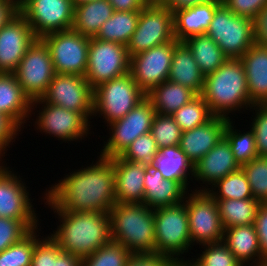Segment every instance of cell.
I'll return each mask as SVG.
<instances>
[{
    "label": "cell",
    "instance_id": "1",
    "mask_svg": "<svg viewBox=\"0 0 267 266\" xmlns=\"http://www.w3.org/2000/svg\"><path fill=\"white\" fill-rule=\"evenodd\" d=\"M97 157L46 188L42 202L51 210L109 213L116 204L114 166L110 159Z\"/></svg>",
    "mask_w": 267,
    "mask_h": 266
},
{
    "label": "cell",
    "instance_id": "2",
    "mask_svg": "<svg viewBox=\"0 0 267 266\" xmlns=\"http://www.w3.org/2000/svg\"><path fill=\"white\" fill-rule=\"evenodd\" d=\"M52 211L60 223L49 236L64 252L83 259L112 240L110 213Z\"/></svg>",
    "mask_w": 267,
    "mask_h": 266
},
{
    "label": "cell",
    "instance_id": "3",
    "mask_svg": "<svg viewBox=\"0 0 267 266\" xmlns=\"http://www.w3.org/2000/svg\"><path fill=\"white\" fill-rule=\"evenodd\" d=\"M201 96L214 116L232 119L235 112L249 110L252 104L241 59H227L216 71L204 76Z\"/></svg>",
    "mask_w": 267,
    "mask_h": 266
},
{
    "label": "cell",
    "instance_id": "4",
    "mask_svg": "<svg viewBox=\"0 0 267 266\" xmlns=\"http://www.w3.org/2000/svg\"><path fill=\"white\" fill-rule=\"evenodd\" d=\"M111 239L132 254L155 253L154 209L116 203L110 210Z\"/></svg>",
    "mask_w": 267,
    "mask_h": 266
},
{
    "label": "cell",
    "instance_id": "5",
    "mask_svg": "<svg viewBox=\"0 0 267 266\" xmlns=\"http://www.w3.org/2000/svg\"><path fill=\"white\" fill-rule=\"evenodd\" d=\"M154 227L155 253L178 263L193 249L185 201L154 209Z\"/></svg>",
    "mask_w": 267,
    "mask_h": 266
},
{
    "label": "cell",
    "instance_id": "6",
    "mask_svg": "<svg viewBox=\"0 0 267 266\" xmlns=\"http://www.w3.org/2000/svg\"><path fill=\"white\" fill-rule=\"evenodd\" d=\"M145 98L146 94L127 73L93 89V118L100 117L108 125L123 118Z\"/></svg>",
    "mask_w": 267,
    "mask_h": 266
},
{
    "label": "cell",
    "instance_id": "7",
    "mask_svg": "<svg viewBox=\"0 0 267 266\" xmlns=\"http://www.w3.org/2000/svg\"><path fill=\"white\" fill-rule=\"evenodd\" d=\"M33 114V117L37 115L36 121L31 122V125L32 123L33 126L36 125V132H41L42 135L46 134L55 139L58 138L57 140H61L62 143L67 142L70 144L73 141L77 142L79 140L82 142V139H86L88 135L91 136L93 132L90 131L93 125L80 113L67 110L58 105L44 103L41 99L32 101L31 116Z\"/></svg>",
    "mask_w": 267,
    "mask_h": 266
},
{
    "label": "cell",
    "instance_id": "8",
    "mask_svg": "<svg viewBox=\"0 0 267 266\" xmlns=\"http://www.w3.org/2000/svg\"><path fill=\"white\" fill-rule=\"evenodd\" d=\"M228 59H240L255 43L253 19L233 13L223 2L206 32Z\"/></svg>",
    "mask_w": 267,
    "mask_h": 266
},
{
    "label": "cell",
    "instance_id": "9",
    "mask_svg": "<svg viewBox=\"0 0 267 266\" xmlns=\"http://www.w3.org/2000/svg\"><path fill=\"white\" fill-rule=\"evenodd\" d=\"M155 115L146 97L123 118L106 125L110 136H106L109 138L105 139L99 156L108 159L120 156L136 138L150 132Z\"/></svg>",
    "mask_w": 267,
    "mask_h": 266
},
{
    "label": "cell",
    "instance_id": "10",
    "mask_svg": "<svg viewBox=\"0 0 267 266\" xmlns=\"http://www.w3.org/2000/svg\"><path fill=\"white\" fill-rule=\"evenodd\" d=\"M174 39L173 13L157 0L150 1L140 11L127 52L131 57Z\"/></svg>",
    "mask_w": 267,
    "mask_h": 266
},
{
    "label": "cell",
    "instance_id": "11",
    "mask_svg": "<svg viewBox=\"0 0 267 266\" xmlns=\"http://www.w3.org/2000/svg\"><path fill=\"white\" fill-rule=\"evenodd\" d=\"M13 74L31 102L44 96L56 73L49 48L41 38L29 47Z\"/></svg>",
    "mask_w": 267,
    "mask_h": 266
},
{
    "label": "cell",
    "instance_id": "12",
    "mask_svg": "<svg viewBox=\"0 0 267 266\" xmlns=\"http://www.w3.org/2000/svg\"><path fill=\"white\" fill-rule=\"evenodd\" d=\"M86 80L92 89L129 73L130 57L127 46L97 38H90Z\"/></svg>",
    "mask_w": 267,
    "mask_h": 266
},
{
    "label": "cell",
    "instance_id": "13",
    "mask_svg": "<svg viewBox=\"0 0 267 266\" xmlns=\"http://www.w3.org/2000/svg\"><path fill=\"white\" fill-rule=\"evenodd\" d=\"M184 201L192 246L223 241L224 228L216 200L208 192L190 191Z\"/></svg>",
    "mask_w": 267,
    "mask_h": 266
},
{
    "label": "cell",
    "instance_id": "14",
    "mask_svg": "<svg viewBox=\"0 0 267 266\" xmlns=\"http://www.w3.org/2000/svg\"><path fill=\"white\" fill-rule=\"evenodd\" d=\"M49 48L56 74L85 76L90 38L70 29L41 38Z\"/></svg>",
    "mask_w": 267,
    "mask_h": 266
},
{
    "label": "cell",
    "instance_id": "15",
    "mask_svg": "<svg viewBox=\"0 0 267 266\" xmlns=\"http://www.w3.org/2000/svg\"><path fill=\"white\" fill-rule=\"evenodd\" d=\"M41 100L76 111L90 124L93 122V89L85 76L55 74Z\"/></svg>",
    "mask_w": 267,
    "mask_h": 266
},
{
    "label": "cell",
    "instance_id": "16",
    "mask_svg": "<svg viewBox=\"0 0 267 266\" xmlns=\"http://www.w3.org/2000/svg\"><path fill=\"white\" fill-rule=\"evenodd\" d=\"M72 0H27L19 12L31 26L37 38L72 29L74 20Z\"/></svg>",
    "mask_w": 267,
    "mask_h": 266
},
{
    "label": "cell",
    "instance_id": "17",
    "mask_svg": "<svg viewBox=\"0 0 267 266\" xmlns=\"http://www.w3.org/2000/svg\"><path fill=\"white\" fill-rule=\"evenodd\" d=\"M178 42L174 39L130 57L129 73L145 94L168 80L172 55Z\"/></svg>",
    "mask_w": 267,
    "mask_h": 266
},
{
    "label": "cell",
    "instance_id": "18",
    "mask_svg": "<svg viewBox=\"0 0 267 266\" xmlns=\"http://www.w3.org/2000/svg\"><path fill=\"white\" fill-rule=\"evenodd\" d=\"M0 162V217L39 221L28 186L18 172Z\"/></svg>",
    "mask_w": 267,
    "mask_h": 266
},
{
    "label": "cell",
    "instance_id": "19",
    "mask_svg": "<svg viewBox=\"0 0 267 266\" xmlns=\"http://www.w3.org/2000/svg\"><path fill=\"white\" fill-rule=\"evenodd\" d=\"M36 39L20 12L3 26L0 29V73H13Z\"/></svg>",
    "mask_w": 267,
    "mask_h": 266
},
{
    "label": "cell",
    "instance_id": "20",
    "mask_svg": "<svg viewBox=\"0 0 267 266\" xmlns=\"http://www.w3.org/2000/svg\"><path fill=\"white\" fill-rule=\"evenodd\" d=\"M240 168L241 166L235 160L229 142L223 137L194 165L193 180L195 182L193 183L196 184L198 181L201 187L195 186L197 189L194 187L192 191L207 192L219 180Z\"/></svg>",
    "mask_w": 267,
    "mask_h": 266
},
{
    "label": "cell",
    "instance_id": "21",
    "mask_svg": "<svg viewBox=\"0 0 267 266\" xmlns=\"http://www.w3.org/2000/svg\"><path fill=\"white\" fill-rule=\"evenodd\" d=\"M115 171L116 203L142 204L144 202V174L148 164L134 163L121 156L110 158Z\"/></svg>",
    "mask_w": 267,
    "mask_h": 266
},
{
    "label": "cell",
    "instance_id": "22",
    "mask_svg": "<svg viewBox=\"0 0 267 266\" xmlns=\"http://www.w3.org/2000/svg\"><path fill=\"white\" fill-rule=\"evenodd\" d=\"M228 119L213 116L208 122L182 132L179 147L193 166L223 137Z\"/></svg>",
    "mask_w": 267,
    "mask_h": 266
},
{
    "label": "cell",
    "instance_id": "23",
    "mask_svg": "<svg viewBox=\"0 0 267 266\" xmlns=\"http://www.w3.org/2000/svg\"><path fill=\"white\" fill-rule=\"evenodd\" d=\"M144 204L151 209L178 204L192 191L178 181L164 180L162 173L152 165L144 174Z\"/></svg>",
    "mask_w": 267,
    "mask_h": 266
},
{
    "label": "cell",
    "instance_id": "24",
    "mask_svg": "<svg viewBox=\"0 0 267 266\" xmlns=\"http://www.w3.org/2000/svg\"><path fill=\"white\" fill-rule=\"evenodd\" d=\"M240 59L246 74L250 103L267 104V47L254 43Z\"/></svg>",
    "mask_w": 267,
    "mask_h": 266
},
{
    "label": "cell",
    "instance_id": "25",
    "mask_svg": "<svg viewBox=\"0 0 267 266\" xmlns=\"http://www.w3.org/2000/svg\"><path fill=\"white\" fill-rule=\"evenodd\" d=\"M31 104V100L24 94L15 75L0 73V112L9 116L21 129H24L28 126L27 122L30 123Z\"/></svg>",
    "mask_w": 267,
    "mask_h": 266
},
{
    "label": "cell",
    "instance_id": "26",
    "mask_svg": "<svg viewBox=\"0 0 267 266\" xmlns=\"http://www.w3.org/2000/svg\"><path fill=\"white\" fill-rule=\"evenodd\" d=\"M223 242L243 266H258L264 261L254 224L224 229Z\"/></svg>",
    "mask_w": 267,
    "mask_h": 266
},
{
    "label": "cell",
    "instance_id": "27",
    "mask_svg": "<svg viewBox=\"0 0 267 266\" xmlns=\"http://www.w3.org/2000/svg\"><path fill=\"white\" fill-rule=\"evenodd\" d=\"M221 3L209 2L176 11L173 14L175 39L184 41L188 37L206 33L215 10Z\"/></svg>",
    "mask_w": 267,
    "mask_h": 266
},
{
    "label": "cell",
    "instance_id": "28",
    "mask_svg": "<svg viewBox=\"0 0 267 266\" xmlns=\"http://www.w3.org/2000/svg\"><path fill=\"white\" fill-rule=\"evenodd\" d=\"M168 80L191 89L197 95H201L203 91L204 75L183 41H179L175 46Z\"/></svg>",
    "mask_w": 267,
    "mask_h": 266
},
{
    "label": "cell",
    "instance_id": "29",
    "mask_svg": "<svg viewBox=\"0 0 267 266\" xmlns=\"http://www.w3.org/2000/svg\"><path fill=\"white\" fill-rule=\"evenodd\" d=\"M151 165L162 173L164 180L181 182L187 189L193 182L194 166L179 145L160 148Z\"/></svg>",
    "mask_w": 267,
    "mask_h": 266
},
{
    "label": "cell",
    "instance_id": "30",
    "mask_svg": "<svg viewBox=\"0 0 267 266\" xmlns=\"http://www.w3.org/2000/svg\"><path fill=\"white\" fill-rule=\"evenodd\" d=\"M114 13L108 0H95L74 7L72 30L88 38L98 34L103 23Z\"/></svg>",
    "mask_w": 267,
    "mask_h": 266
},
{
    "label": "cell",
    "instance_id": "31",
    "mask_svg": "<svg viewBox=\"0 0 267 266\" xmlns=\"http://www.w3.org/2000/svg\"><path fill=\"white\" fill-rule=\"evenodd\" d=\"M196 96L197 94L191 89L169 80L157 85L146 94L155 112L162 115H172Z\"/></svg>",
    "mask_w": 267,
    "mask_h": 266
},
{
    "label": "cell",
    "instance_id": "32",
    "mask_svg": "<svg viewBox=\"0 0 267 266\" xmlns=\"http://www.w3.org/2000/svg\"><path fill=\"white\" fill-rule=\"evenodd\" d=\"M183 42L191 50L194 60L204 76L216 71L228 59L207 33L188 37Z\"/></svg>",
    "mask_w": 267,
    "mask_h": 266
},
{
    "label": "cell",
    "instance_id": "33",
    "mask_svg": "<svg viewBox=\"0 0 267 266\" xmlns=\"http://www.w3.org/2000/svg\"><path fill=\"white\" fill-rule=\"evenodd\" d=\"M219 209L221 224L224 229L253 225L261 203L254 198L250 199H215Z\"/></svg>",
    "mask_w": 267,
    "mask_h": 266
},
{
    "label": "cell",
    "instance_id": "34",
    "mask_svg": "<svg viewBox=\"0 0 267 266\" xmlns=\"http://www.w3.org/2000/svg\"><path fill=\"white\" fill-rule=\"evenodd\" d=\"M139 15L140 11H114L95 38L127 46L136 30Z\"/></svg>",
    "mask_w": 267,
    "mask_h": 266
},
{
    "label": "cell",
    "instance_id": "35",
    "mask_svg": "<svg viewBox=\"0 0 267 266\" xmlns=\"http://www.w3.org/2000/svg\"><path fill=\"white\" fill-rule=\"evenodd\" d=\"M233 120L235 119H228L224 138L229 142L235 160L242 166L258 157L256 142L253 131L249 127L248 131L238 130Z\"/></svg>",
    "mask_w": 267,
    "mask_h": 266
},
{
    "label": "cell",
    "instance_id": "36",
    "mask_svg": "<svg viewBox=\"0 0 267 266\" xmlns=\"http://www.w3.org/2000/svg\"><path fill=\"white\" fill-rule=\"evenodd\" d=\"M214 199L253 198L250 184L242 168L228 174L207 191Z\"/></svg>",
    "mask_w": 267,
    "mask_h": 266
},
{
    "label": "cell",
    "instance_id": "37",
    "mask_svg": "<svg viewBox=\"0 0 267 266\" xmlns=\"http://www.w3.org/2000/svg\"><path fill=\"white\" fill-rule=\"evenodd\" d=\"M41 226L0 253V266H31L35 244L43 237Z\"/></svg>",
    "mask_w": 267,
    "mask_h": 266
},
{
    "label": "cell",
    "instance_id": "38",
    "mask_svg": "<svg viewBox=\"0 0 267 266\" xmlns=\"http://www.w3.org/2000/svg\"><path fill=\"white\" fill-rule=\"evenodd\" d=\"M182 131L190 130L208 122L214 115L201 95L183 105L172 115Z\"/></svg>",
    "mask_w": 267,
    "mask_h": 266
},
{
    "label": "cell",
    "instance_id": "39",
    "mask_svg": "<svg viewBox=\"0 0 267 266\" xmlns=\"http://www.w3.org/2000/svg\"><path fill=\"white\" fill-rule=\"evenodd\" d=\"M131 255L122 244L111 240L92 255L83 258L81 266H125Z\"/></svg>",
    "mask_w": 267,
    "mask_h": 266
},
{
    "label": "cell",
    "instance_id": "40",
    "mask_svg": "<svg viewBox=\"0 0 267 266\" xmlns=\"http://www.w3.org/2000/svg\"><path fill=\"white\" fill-rule=\"evenodd\" d=\"M250 184L253 198L267 203V157H256L241 166Z\"/></svg>",
    "mask_w": 267,
    "mask_h": 266
},
{
    "label": "cell",
    "instance_id": "41",
    "mask_svg": "<svg viewBox=\"0 0 267 266\" xmlns=\"http://www.w3.org/2000/svg\"><path fill=\"white\" fill-rule=\"evenodd\" d=\"M200 246L204 251L191 258L198 266H243L223 241Z\"/></svg>",
    "mask_w": 267,
    "mask_h": 266
},
{
    "label": "cell",
    "instance_id": "42",
    "mask_svg": "<svg viewBox=\"0 0 267 266\" xmlns=\"http://www.w3.org/2000/svg\"><path fill=\"white\" fill-rule=\"evenodd\" d=\"M182 130L171 115L156 113L150 133L157 143L158 148L179 145Z\"/></svg>",
    "mask_w": 267,
    "mask_h": 266
},
{
    "label": "cell",
    "instance_id": "43",
    "mask_svg": "<svg viewBox=\"0 0 267 266\" xmlns=\"http://www.w3.org/2000/svg\"><path fill=\"white\" fill-rule=\"evenodd\" d=\"M158 153L157 143L149 132L136 138L120 156L130 162L151 165Z\"/></svg>",
    "mask_w": 267,
    "mask_h": 266
},
{
    "label": "cell",
    "instance_id": "44",
    "mask_svg": "<svg viewBox=\"0 0 267 266\" xmlns=\"http://www.w3.org/2000/svg\"><path fill=\"white\" fill-rule=\"evenodd\" d=\"M39 222L0 217V253L20 241L32 229L39 227Z\"/></svg>",
    "mask_w": 267,
    "mask_h": 266
},
{
    "label": "cell",
    "instance_id": "45",
    "mask_svg": "<svg viewBox=\"0 0 267 266\" xmlns=\"http://www.w3.org/2000/svg\"><path fill=\"white\" fill-rule=\"evenodd\" d=\"M248 111L254 114L249 127L254 134L258 156L267 157V104L252 105Z\"/></svg>",
    "mask_w": 267,
    "mask_h": 266
},
{
    "label": "cell",
    "instance_id": "46",
    "mask_svg": "<svg viewBox=\"0 0 267 266\" xmlns=\"http://www.w3.org/2000/svg\"><path fill=\"white\" fill-rule=\"evenodd\" d=\"M35 244L31 266H54V258L62 251L60 246L48 235Z\"/></svg>",
    "mask_w": 267,
    "mask_h": 266
},
{
    "label": "cell",
    "instance_id": "47",
    "mask_svg": "<svg viewBox=\"0 0 267 266\" xmlns=\"http://www.w3.org/2000/svg\"><path fill=\"white\" fill-rule=\"evenodd\" d=\"M22 129L6 114L0 112V162H5L3 159L8 148L15 142L17 136L22 134Z\"/></svg>",
    "mask_w": 267,
    "mask_h": 266
},
{
    "label": "cell",
    "instance_id": "48",
    "mask_svg": "<svg viewBox=\"0 0 267 266\" xmlns=\"http://www.w3.org/2000/svg\"><path fill=\"white\" fill-rule=\"evenodd\" d=\"M222 2L236 15L251 19L267 5V0H222Z\"/></svg>",
    "mask_w": 267,
    "mask_h": 266
},
{
    "label": "cell",
    "instance_id": "49",
    "mask_svg": "<svg viewBox=\"0 0 267 266\" xmlns=\"http://www.w3.org/2000/svg\"><path fill=\"white\" fill-rule=\"evenodd\" d=\"M125 266H177V263L166 255L144 253L132 254Z\"/></svg>",
    "mask_w": 267,
    "mask_h": 266
},
{
    "label": "cell",
    "instance_id": "50",
    "mask_svg": "<svg viewBox=\"0 0 267 266\" xmlns=\"http://www.w3.org/2000/svg\"><path fill=\"white\" fill-rule=\"evenodd\" d=\"M254 226L259 238L262 259L267 260V203H261L259 206Z\"/></svg>",
    "mask_w": 267,
    "mask_h": 266
},
{
    "label": "cell",
    "instance_id": "51",
    "mask_svg": "<svg viewBox=\"0 0 267 266\" xmlns=\"http://www.w3.org/2000/svg\"><path fill=\"white\" fill-rule=\"evenodd\" d=\"M253 32L255 43L267 47V5L253 18Z\"/></svg>",
    "mask_w": 267,
    "mask_h": 266
},
{
    "label": "cell",
    "instance_id": "52",
    "mask_svg": "<svg viewBox=\"0 0 267 266\" xmlns=\"http://www.w3.org/2000/svg\"><path fill=\"white\" fill-rule=\"evenodd\" d=\"M162 6L166 7L173 14L176 11L191 8L196 5L209 2H222V0H157Z\"/></svg>",
    "mask_w": 267,
    "mask_h": 266
},
{
    "label": "cell",
    "instance_id": "53",
    "mask_svg": "<svg viewBox=\"0 0 267 266\" xmlns=\"http://www.w3.org/2000/svg\"><path fill=\"white\" fill-rule=\"evenodd\" d=\"M19 13L16 0H0V29Z\"/></svg>",
    "mask_w": 267,
    "mask_h": 266
},
{
    "label": "cell",
    "instance_id": "54",
    "mask_svg": "<svg viewBox=\"0 0 267 266\" xmlns=\"http://www.w3.org/2000/svg\"><path fill=\"white\" fill-rule=\"evenodd\" d=\"M114 11H141L151 0H108Z\"/></svg>",
    "mask_w": 267,
    "mask_h": 266
},
{
    "label": "cell",
    "instance_id": "55",
    "mask_svg": "<svg viewBox=\"0 0 267 266\" xmlns=\"http://www.w3.org/2000/svg\"><path fill=\"white\" fill-rule=\"evenodd\" d=\"M81 262V258L64 251L54 258V266H81Z\"/></svg>",
    "mask_w": 267,
    "mask_h": 266
},
{
    "label": "cell",
    "instance_id": "56",
    "mask_svg": "<svg viewBox=\"0 0 267 266\" xmlns=\"http://www.w3.org/2000/svg\"><path fill=\"white\" fill-rule=\"evenodd\" d=\"M177 266H198L190 257L188 260L185 258L184 260L177 263Z\"/></svg>",
    "mask_w": 267,
    "mask_h": 266
},
{
    "label": "cell",
    "instance_id": "57",
    "mask_svg": "<svg viewBox=\"0 0 267 266\" xmlns=\"http://www.w3.org/2000/svg\"><path fill=\"white\" fill-rule=\"evenodd\" d=\"M91 1H95V0H72V3L74 6L86 3V2H91Z\"/></svg>",
    "mask_w": 267,
    "mask_h": 266
},
{
    "label": "cell",
    "instance_id": "58",
    "mask_svg": "<svg viewBox=\"0 0 267 266\" xmlns=\"http://www.w3.org/2000/svg\"><path fill=\"white\" fill-rule=\"evenodd\" d=\"M18 7L20 8L27 0H16Z\"/></svg>",
    "mask_w": 267,
    "mask_h": 266
},
{
    "label": "cell",
    "instance_id": "59",
    "mask_svg": "<svg viewBox=\"0 0 267 266\" xmlns=\"http://www.w3.org/2000/svg\"><path fill=\"white\" fill-rule=\"evenodd\" d=\"M258 266H267V260H264L260 265Z\"/></svg>",
    "mask_w": 267,
    "mask_h": 266
}]
</instances>
